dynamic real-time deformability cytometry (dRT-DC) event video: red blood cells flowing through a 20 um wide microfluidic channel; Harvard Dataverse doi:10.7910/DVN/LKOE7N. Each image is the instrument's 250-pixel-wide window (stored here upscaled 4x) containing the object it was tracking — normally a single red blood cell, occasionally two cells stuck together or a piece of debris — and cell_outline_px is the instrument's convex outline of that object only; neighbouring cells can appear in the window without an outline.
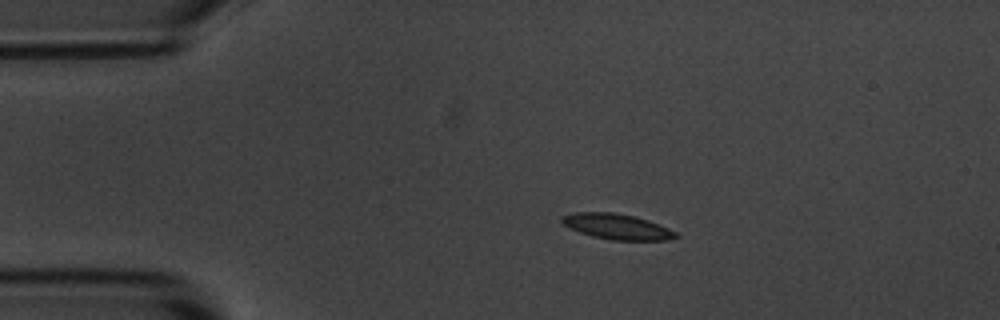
{"species": "common noctule bat (a hibernating species)", "species_latin": "Nyctalus noctula", "temperature_condition": "room temperature", "stored_images_in_passage": 3, "camera_frame_rate_fps": 3000, "um_per_image_px": 0.085, "animal": {"sex": "male", "body_mass_g": 20.1, "forearm_length_mm": 53.5}, "frame": {"image": 1, "passage_image": 2, "time_ms": 2.0, "image_size_px": [1000, 320], "cell_outline_px": [[680, 236], [668, 240], [612, 240], [592, 236], [568, 228], [560, 220], [560, 216], [572, 212], [612, 212], [632, 216], [648, 220], [668, 228], [676, 232]], "centroid_in_image_um": [52.41, 19.26], "position_along_channel_um": 32.6, "area_um2": 16.94}}